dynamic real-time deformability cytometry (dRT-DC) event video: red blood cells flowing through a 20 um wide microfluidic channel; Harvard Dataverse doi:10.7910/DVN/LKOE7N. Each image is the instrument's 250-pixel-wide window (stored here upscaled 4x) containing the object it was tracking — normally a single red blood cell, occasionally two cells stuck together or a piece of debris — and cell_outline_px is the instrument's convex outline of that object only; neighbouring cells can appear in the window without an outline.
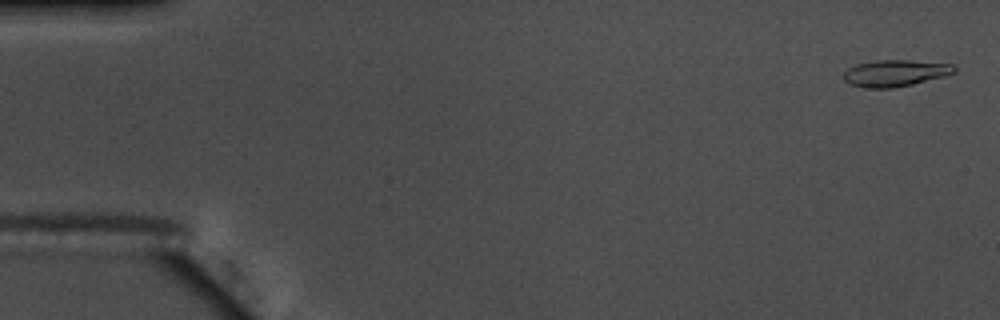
{"species": "common noctule bat (a hibernating species)", "species_latin": "Nyctalus noctula", "temperature_condition": "warm", "stored_images_in_passage": 56, "camera_frame_rate_fps": 3000, "um_per_image_px": 0.085, "animal": {"sex": "male", "body_mass_g": 17.5, "forearm_length_mm": 52.3}, "frame": {"image": 1, "passage_image": 2, "time_ms": 0.333, "image_size_px": [1000, 320], "cell_outline_px": [[956, 72], [944, 76], [912, 84], [892, 88], [864, 88], [848, 84], [844, 80], [844, 72], [848, 68], [856, 64], [876, 60], [908, 60], [952, 64], [956, 68]], "centroid_in_image_um": [76.06, 6.22], "position_along_channel_um": 8.9, "area_um2": 17.17}}
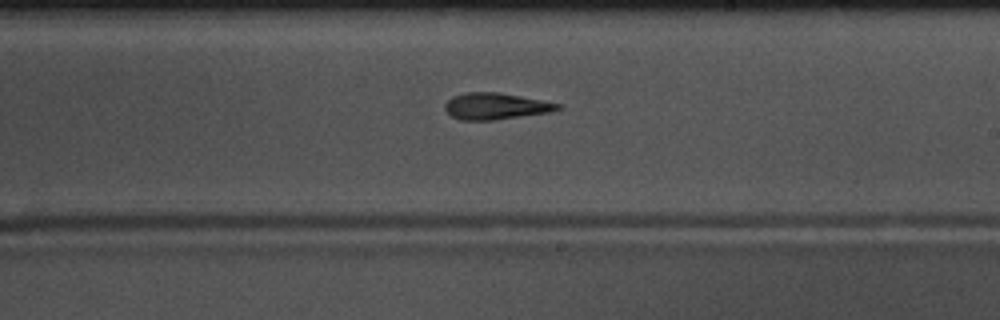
{"frame": {"image": 2, "passage_image": 33, "time_ms": 10.667, "image_size_px": [1000, 320], "cell_outline_px": [[560, 108], [548, 112], [492, 120], [460, 120], [452, 116], [444, 108], [444, 104], [452, 96], [468, 92], [496, 92], [520, 96], [560, 104]], "centroid_in_image_um": [42.06, 9.02], "position_along_channel_um": 246.9, "area_um2": 17.05}}
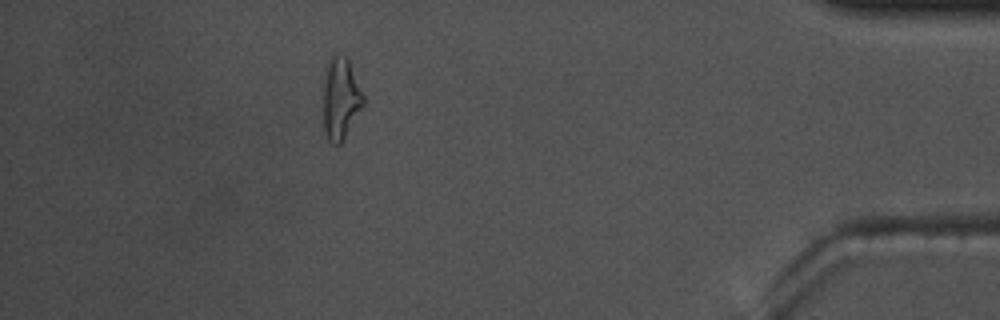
{"frame": {"image": 3, "passage_image": 50, "time_ms": 16.333, "image_size_px": [1000, 320], "cell_outline_px": [[364, 104], [340, 144], [332, 144], [328, 140], [324, 128], [324, 68], [328, 56], [332, 52], [336, 52], [344, 56], [348, 60], [364, 96]], "centroid_in_image_um": [28.92, 8.3], "position_along_channel_um": 406.3, "area_um2": 19.13}, "authors_computed_cell_mechanics": {"area_um2": 17.2533, "velocity_mm_per_s": 3.6866, "shape_relaxation_time_tau1_ms": 5.1356, "shape_relaxation_time_tau2_ms": 2.4481, "deformation_change_tau1": 0.216, "deformation_change_tau2": 0.1419}}